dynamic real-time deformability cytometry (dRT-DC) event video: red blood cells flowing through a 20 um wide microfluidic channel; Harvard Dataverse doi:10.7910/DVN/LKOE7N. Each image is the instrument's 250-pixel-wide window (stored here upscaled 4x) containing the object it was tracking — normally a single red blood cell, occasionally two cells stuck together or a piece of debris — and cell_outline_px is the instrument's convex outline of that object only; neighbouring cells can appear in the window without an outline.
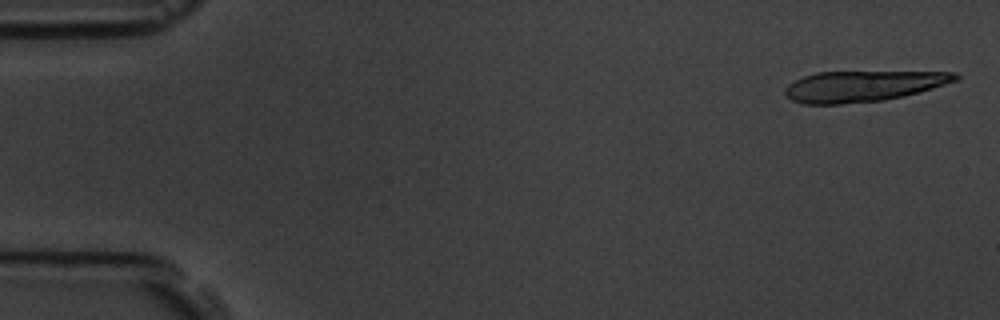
{"species": "common noctule bat (a hibernating species)", "species_latin": "Nyctalus noctula", "temperature_condition": "room temperature", "stored_images_in_passage": 5, "camera_frame_rate_fps": 3000, "um_per_image_px": 0.085, "animal": {"sex": "male", "body_mass_g": 19.5, "forearm_length_mm": 54.6}, "frame": {"image": 1, "passage_image": 1, "time_ms": 0.0, "image_size_px": [1000, 320], "cell_outline_px": [[960, 80], [904, 96], [884, 100], [840, 104], [804, 104], [792, 100], [784, 92], [784, 88], [788, 84], [804, 76], [816, 72], [956, 72], [960, 76]], "centroid_in_image_um": [73.36, 7.32], "position_along_channel_um": 11.6, "area_um2": 30.52}}